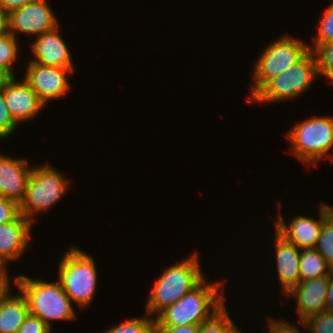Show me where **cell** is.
<instances>
[{
    "mask_svg": "<svg viewBox=\"0 0 333 333\" xmlns=\"http://www.w3.org/2000/svg\"><path fill=\"white\" fill-rule=\"evenodd\" d=\"M210 283L203 279L180 300L163 310L155 318V326L201 325L211 319L225 306V297L218 293L222 282Z\"/></svg>",
    "mask_w": 333,
    "mask_h": 333,
    "instance_id": "1",
    "label": "cell"
},
{
    "mask_svg": "<svg viewBox=\"0 0 333 333\" xmlns=\"http://www.w3.org/2000/svg\"><path fill=\"white\" fill-rule=\"evenodd\" d=\"M203 279L197 253L169 266L155 281L146 302V312L152 315L155 313L158 316L195 288Z\"/></svg>",
    "mask_w": 333,
    "mask_h": 333,
    "instance_id": "2",
    "label": "cell"
},
{
    "mask_svg": "<svg viewBox=\"0 0 333 333\" xmlns=\"http://www.w3.org/2000/svg\"><path fill=\"white\" fill-rule=\"evenodd\" d=\"M14 282L27 299L29 313L38 316L49 328L52 320L76 319L72 301L59 281L50 283L20 274Z\"/></svg>",
    "mask_w": 333,
    "mask_h": 333,
    "instance_id": "3",
    "label": "cell"
},
{
    "mask_svg": "<svg viewBox=\"0 0 333 333\" xmlns=\"http://www.w3.org/2000/svg\"><path fill=\"white\" fill-rule=\"evenodd\" d=\"M58 264L59 283L71 301L85 308L93 300L97 284L93 256L70 246Z\"/></svg>",
    "mask_w": 333,
    "mask_h": 333,
    "instance_id": "4",
    "label": "cell"
},
{
    "mask_svg": "<svg viewBox=\"0 0 333 333\" xmlns=\"http://www.w3.org/2000/svg\"><path fill=\"white\" fill-rule=\"evenodd\" d=\"M66 177H63L48 163L33 167L29 176L25 195L19 204V213L34 223V215L40 211L46 212L57 203L68 190Z\"/></svg>",
    "mask_w": 333,
    "mask_h": 333,
    "instance_id": "5",
    "label": "cell"
},
{
    "mask_svg": "<svg viewBox=\"0 0 333 333\" xmlns=\"http://www.w3.org/2000/svg\"><path fill=\"white\" fill-rule=\"evenodd\" d=\"M291 152L307 166L317 165L333 148V117H313L288 132Z\"/></svg>",
    "mask_w": 333,
    "mask_h": 333,
    "instance_id": "6",
    "label": "cell"
},
{
    "mask_svg": "<svg viewBox=\"0 0 333 333\" xmlns=\"http://www.w3.org/2000/svg\"><path fill=\"white\" fill-rule=\"evenodd\" d=\"M319 77L317 57L310 50L301 60L278 76L270 79L251 99V102L275 103L299 96Z\"/></svg>",
    "mask_w": 333,
    "mask_h": 333,
    "instance_id": "7",
    "label": "cell"
},
{
    "mask_svg": "<svg viewBox=\"0 0 333 333\" xmlns=\"http://www.w3.org/2000/svg\"><path fill=\"white\" fill-rule=\"evenodd\" d=\"M310 51L309 44L284 35L266 46L254 65L255 84L250 99L273 77L278 76L301 60Z\"/></svg>",
    "mask_w": 333,
    "mask_h": 333,
    "instance_id": "8",
    "label": "cell"
},
{
    "mask_svg": "<svg viewBox=\"0 0 333 333\" xmlns=\"http://www.w3.org/2000/svg\"><path fill=\"white\" fill-rule=\"evenodd\" d=\"M27 73L23 80L37 94L39 100L46 105L51 99L60 98L69 91L68 76L74 69L44 66L28 62Z\"/></svg>",
    "mask_w": 333,
    "mask_h": 333,
    "instance_id": "9",
    "label": "cell"
},
{
    "mask_svg": "<svg viewBox=\"0 0 333 333\" xmlns=\"http://www.w3.org/2000/svg\"><path fill=\"white\" fill-rule=\"evenodd\" d=\"M333 213V206L322 204L319 208V218L295 216L286 225L282 216L278 214L275 220V230L287 241L296 245L299 249L315 248L324 221Z\"/></svg>",
    "mask_w": 333,
    "mask_h": 333,
    "instance_id": "10",
    "label": "cell"
},
{
    "mask_svg": "<svg viewBox=\"0 0 333 333\" xmlns=\"http://www.w3.org/2000/svg\"><path fill=\"white\" fill-rule=\"evenodd\" d=\"M46 0L27 4L9 13V33L16 38V31L39 36L59 25Z\"/></svg>",
    "mask_w": 333,
    "mask_h": 333,
    "instance_id": "11",
    "label": "cell"
},
{
    "mask_svg": "<svg viewBox=\"0 0 333 333\" xmlns=\"http://www.w3.org/2000/svg\"><path fill=\"white\" fill-rule=\"evenodd\" d=\"M329 284V276L300 281L286 295L296 297L298 322H304L308 318L327 311L326 294Z\"/></svg>",
    "mask_w": 333,
    "mask_h": 333,
    "instance_id": "12",
    "label": "cell"
},
{
    "mask_svg": "<svg viewBox=\"0 0 333 333\" xmlns=\"http://www.w3.org/2000/svg\"><path fill=\"white\" fill-rule=\"evenodd\" d=\"M59 25L37 36L31 45L34 58L30 60L44 66L74 69L66 42L58 34Z\"/></svg>",
    "mask_w": 333,
    "mask_h": 333,
    "instance_id": "13",
    "label": "cell"
},
{
    "mask_svg": "<svg viewBox=\"0 0 333 333\" xmlns=\"http://www.w3.org/2000/svg\"><path fill=\"white\" fill-rule=\"evenodd\" d=\"M16 80L13 77L1 91L12 118L19 124L38 115L45 105L24 80Z\"/></svg>",
    "mask_w": 333,
    "mask_h": 333,
    "instance_id": "14",
    "label": "cell"
},
{
    "mask_svg": "<svg viewBox=\"0 0 333 333\" xmlns=\"http://www.w3.org/2000/svg\"><path fill=\"white\" fill-rule=\"evenodd\" d=\"M26 159L0 154V196L16 202L23 200L31 171Z\"/></svg>",
    "mask_w": 333,
    "mask_h": 333,
    "instance_id": "15",
    "label": "cell"
},
{
    "mask_svg": "<svg viewBox=\"0 0 333 333\" xmlns=\"http://www.w3.org/2000/svg\"><path fill=\"white\" fill-rule=\"evenodd\" d=\"M32 222L21 214L13 221L0 224V260L16 261L29 248Z\"/></svg>",
    "mask_w": 333,
    "mask_h": 333,
    "instance_id": "16",
    "label": "cell"
},
{
    "mask_svg": "<svg viewBox=\"0 0 333 333\" xmlns=\"http://www.w3.org/2000/svg\"><path fill=\"white\" fill-rule=\"evenodd\" d=\"M275 252L278 278L282 284L283 294H287L300 282L301 249L287 241L275 230Z\"/></svg>",
    "mask_w": 333,
    "mask_h": 333,
    "instance_id": "17",
    "label": "cell"
},
{
    "mask_svg": "<svg viewBox=\"0 0 333 333\" xmlns=\"http://www.w3.org/2000/svg\"><path fill=\"white\" fill-rule=\"evenodd\" d=\"M29 313L28 302L21 293H9L0 302V333H17Z\"/></svg>",
    "mask_w": 333,
    "mask_h": 333,
    "instance_id": "18",
    "label": "cell"
},
{
    "mask_svg": "<svg viewBox=\"0 0 333 333\" xmlns=\"http://www.w3.org/2000/svg\"><path fill=\"white\" fill-rule=\"evenodd\" d=\"M299 269L300 281L333 275L327 261L315 248L301 250Z\"/></svg>",
    "mask_w": 333,
    "mask_h": 333,
    "instance_id": "19",
    "label": "cell"
},
{
    "mask_svg": "<svg viewBox=\"0 0 333 333\" xmlns=\"http://www.w3.org/2000/svg\"><path fill=\"white\" fill-rule=\"evenodd\" d=\"M199 333H243L229 317L224 306L211 319L200 325Z\"/></svg>",
    "mask_w": 333,
    "mask_h": 333,
    "instance_id": "20",
    "label": "cell"
},
{
    "mask_svg": "<svg viewBox=\"0 0 333 333\" xmlns=\"http://www.w3.org/2000/svg\"><path fill=\"white\" fill-rule=\"evenodd\" d=\"M315 249L333 271V213L324 221Z\"/></svg>",
    "mask_w": 333,
    "mask_h": 333,
    "instance_id": "21",
    "label": "cell"
},
{
    "mask_svg": "<svg viewBox=\"0 0 333 333\" xmlns=\"http://www.w3.org/2000/svg\"><path fill=\"white\" fill-rule=\"evenodd\" d=\"M17 38L9 32L0 35V66L6 69L13 77V64L17 61L18 52Z\"/></svg>",
    "mask_w": 333,
    "mask_h": 333,
    "instance_id": "22",
    "label": "cell"
},
{
    "mask_svg": "<svg viewBox=\"0 0 333 333\" xmlns=\"http://www.w3.org/2000/svg\"><path fill=\"white\" fill-rule=\"evenodd\" d=\"M155 320L148 317L126 319L103 333H154Z\"/></svg>",
    "mask_w": 333,
    "mask_h": 333,
    "instance_id": "23",
    "label": "cell"
},
{
    "mask_svg": "<svg viewBox=\"0 0 333 333\" xmlns=\"http://www.w3.org/2000/svg\"><path fill=\"white\" fill-rule=\"evenodd\" d=\"M317 32L313 42L315 45H309L312 51H315L322 44L333 42V3L329 5L321 16Z\"/></svg>",
    "mask_w": 333,
    "mask_h": 333,
    "instance_id": "24",
    "label": "cell"
},
{
    "mask_svg": "<svg viewBox=\"0 0 333 333\" xmlns=\"http://www.w3.org/2000/svg\"><path fill=\"white\" fill-rule=\"evenodd\" d=\"M319 75L329 78L333 85V42L320 45L315 51Z\"/></svg>",
    "mask_w": 333,
    "mask_h": 333,
    "instance_id": "25",
    "label": "cell"
},
{
    "mask_svg": "<svg viewBox=\"0 0 333 333\" xmlns=\"http://www.w3.org/2000/svg\"><path fill=\"white\" fill-rule=\"evenodd\" d=\"M302 323L310 333H333V312L323 311Z\"/></svg>",
    "mask_w": 333,
    "mask_h": 333,
    "instance_id": "26",
    "label": "cell"
},
{
    "mask_svg": "<svg viewBox=\"0 0 333 333\" xmlns=\"http://www.w3.org/2000/svg\"><path fill=\"white\" fill-rule=\"evenodd\" d=\"M17 128V123L12 118L4 94L0 91V138H6Z\"/></svg>",
    "mask_w": 333,
    "mask_h": 333,
    "instance_id": "27",
    "label": "cell"
},
{
    "mask_svg": "<svg viewBox=\"0 0 333 333\" xmlns=\"http://www.w3.org/2000/svg\"><path fill=\"white\" fill-rule=\"evenodd\" d=\"M49 328L38 316L28 313L17 333H51Z\"/></svg>",
    "mask_w": 333,
    "mask_h": 333,
    "instance_id": "28",
    "label": "cell"
},
{
    "mask_svg": "<svg viewBox=\"0 0 333 333\" xmlns=\"http://www.w3.org/2000/svg\"><path fill=\"white\" fill-rule=\"evenodd\" d=\"M19 215V205L10 199L0 196V224L11 222Z\"/></svg>",
    "mask_w": 333,
    "mask_h": 333,
    "instance_id": "29",
    "label": "cell"
},
{
    "mask_svg": "<svg viewBox=\"0 0 333 333\" xmlns=\"http://www.w3.org/2000/svg\"><path fill=\"white\" fill-rule=\"evenodd\" d=\"M200 325L155 326L154 333H199Z\"/></svg>",
    "mask_w": 333,
    "mask_h": 333,
    "instance_id": "30",
    "label": "cell"
},
{
    "mask_svg": "<svg viewBox=\"0 0 333 333\" xmlns=\"http://www.w3.org/2000/svg\"><path fill=\"white\" fill-rule=\"evenodd\" d=\"M267 321L269 324V333H300L295 326L286 321L284 322V320L270 319Z\"/></svg>",
    "mask_w": 333,
    "mask_h": 333,
    "instance_id": "31",
    "label": "cell"
},
{
    "mask_svg": "<svg viewBox=\"0 0 333 333\" xmlns=\"http://www.w3.org/2000/svg\"><path fill=\"white\" fill-rule=\"evenodd\" d=\"M37 1L40 0H0V6L9 14L16 9Z\"/></svg>",
    "mask_w": 333,
    "mask_h": 333,
    "instance_id": "32",
    "label": "cell"
},
{
    "mask_svg": "<svg viewBox=\"0 0 333 333\" xmlns=\"http://www.w3.org/2000/svg\"><path fill=\"white\" fill-rule=\"evenodd\" d=\"M9 281L7 273H0V302L10 291Z\"/></svg>",
    "mask_w": 333,
    "mask_h": 333,
    "instance_id": "33",
    "label": "cell"
},
{
    "mask_svg": "<svg viewBox=\"0 0 333 333\" xmlns=\"http://www.w3.org/2000/svg\"><path fill=\"white\" fill-rule=\"evenodd\" d=\"M9 14L0 6V35L9 32Z\"/></svg>",
    "mask_w": 333,
    "mask_h": 333,
    "instance_id": "34",
    "label": "cell"
},
{
    "mask_svg": "<svg viewBox=\"0 0 333 333\" xmlns=\"http://www.w3.org/2000/svg\"><path fill=\"white\" fill-rule=\"evenodd\" d=\"M327 311L333 312V275L329 276V284L326 294Z\"/></svg>",
    "mask_w": 333,
    "mask_h": 333,
    "instance_id": "35",
    "label": "cell"
},
{
    "mask_svg": "<svg viewBox=\"0 0 333 333\" xmlns=\"http://www.w3.org/2000/svg\"><path fill=\"white\" fill-rule=\"evenodd\" d=\"M13 78V76L3 67L0 66V91Z\"/></svg>",
    "mask_w": 333,
    "mask_h": 333,
    "instance_id": "36",
    "label": "cell"
},
{
    "mask_svg": "<svg viewBox=\"0 0 333 333\" xmlns=\"http://www.w3.org/2000/svg\"><path fill=\"white\" fill-rule=\"evenodd\" d=\"M6 266L0 260V273H7Z\"/></svg>",
    "mask_w": 333,
    "mask_h": 333,
    "instance_id": "37",
    "label": "cell"
}]
</instances>
